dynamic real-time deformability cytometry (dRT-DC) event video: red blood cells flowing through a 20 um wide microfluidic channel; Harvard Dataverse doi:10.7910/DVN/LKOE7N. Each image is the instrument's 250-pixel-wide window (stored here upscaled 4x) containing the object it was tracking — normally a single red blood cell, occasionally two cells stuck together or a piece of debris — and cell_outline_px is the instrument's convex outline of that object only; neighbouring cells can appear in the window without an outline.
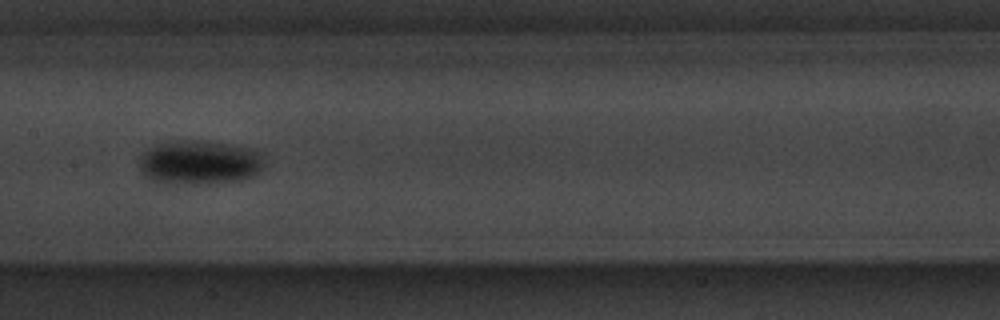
{"species": "common noctule bat (a hibernating species)", "species_latin": "Nyctalus noctula", "temperature_condition": "warm", "stored_images_in_passage": 13, "camera_frame_rate_fps": 3000, "um_per_image_px": 0.085, "animal": {"sex": "male", "body_mass_g": 20.1, "forearm_length_mm": 53.5}, "frame": {"image": 1, "passage_image": 6, "time_ms": 5.667, "image_size_px": [1000, 320], "cell_outline_px": [[264, 164], [260, 172], [252, 176], [240, 180], [208, 184], [168, 184], [152, 180], [144, 176], [140, 168], [140, 156], [148, 148], [160, 144], [180, 140], [208, 140], [248, 148], [264, 152]], "centroid_in_image_um": [16.99, 13.81], "position_along_channel_um": 190.4, "area_um2": 32.66}}
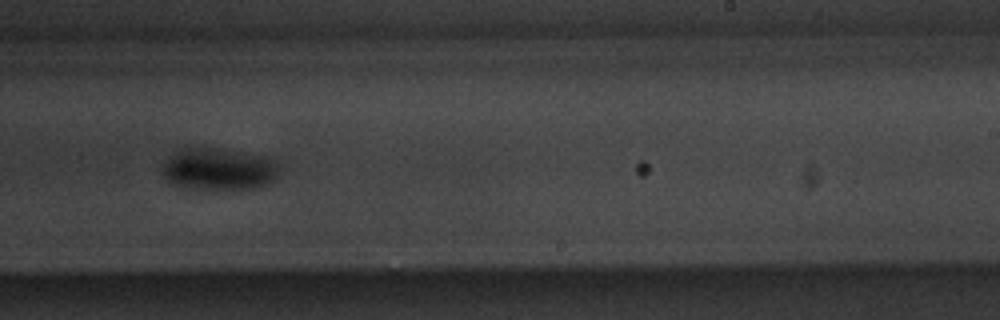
{"frame": {"image": 2, "passage_image": 8, "time_ms": 8.0, "image_size_px": [1000, 320], "cell_outline_px": [[276, 180], [268, 184], [256, 188], [192, 188], [172, 184], [164, 176], [164, 164], [180, 148], [208, 148], [264, 156], [276, 160]], "centroid_in_image_um": [18.62, 14.38], "position_along_channel_um": 270.4, "area_um2": 27.69}}
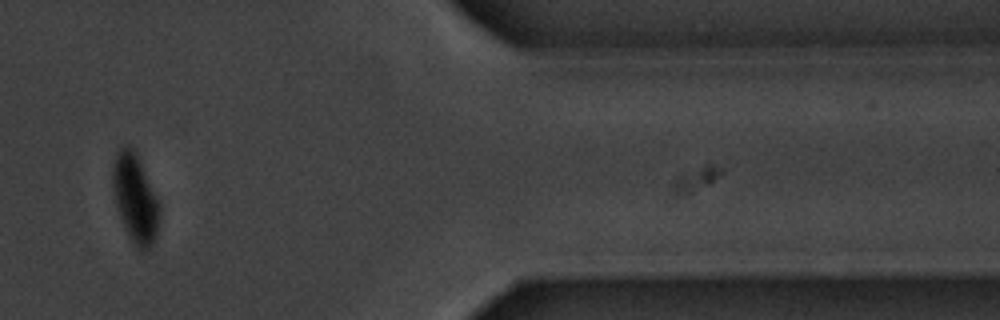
{"frame": {"image": 3, "passage_image": 11, "time_ms": 12.667, "image_size_px": [1000, 320], "cell_outline_px": [[160, 212], [156, 236], [148, 252], [140, 252], [132, 240], [124, 224], [116, 204], [112, 184], [112, 164], [116, 152], [120, 144], [124, 144], [132, 148], [160, 204]], "centroid_in_image_um": [11.48, 16.87], "position_along_channel_um": 399.9, "area_um2": 23.7}, "authors_computed_cell_mechanics": {"area_um2": 27.6862, "velocity_mm_per_s": 3.4529, "shape_relaxation_time_tau1_ms": 1.8505, "shape_relaxation_time_tau2_ms": null, "deformation_change_tau1": 0.086, "deformation_change_tau2": null}}